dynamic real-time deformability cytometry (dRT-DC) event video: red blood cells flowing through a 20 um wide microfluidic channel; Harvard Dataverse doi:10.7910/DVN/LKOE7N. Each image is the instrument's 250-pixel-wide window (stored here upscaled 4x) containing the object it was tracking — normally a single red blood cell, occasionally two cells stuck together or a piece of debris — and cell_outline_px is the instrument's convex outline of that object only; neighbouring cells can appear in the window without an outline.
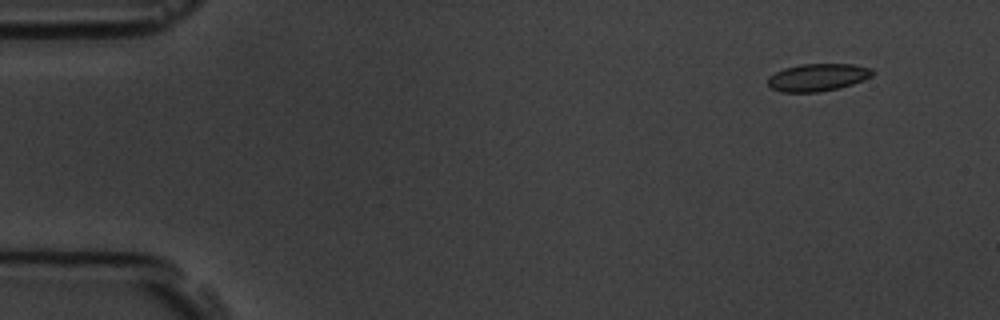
{"species": "common noctule bat (a hibernating species)", "species_latin": "Nyctalus noctula", "temperature_condition": "room temperature", "stored_images_in_passage": 5, "camera_frame_rate_fps": 3000, "um_per_image_px": 0.085, "animal": {"sex": "male", "body_mass_g": 19.5, "forearm_length_mm": 54.6}, "frame": {"image": 1, "passage_image": 1, "time_ms": 0.0, "image_size_px": [1000, 320], "cell_outline_px": [[872, 76], [864, 80], [840, 88], [820, 92], [780, 92], [772, 88], [768, 84], [768, 76], [784, 68], [800, 64], [852, 64], [872, 68]], "centroid_in_image_um": [69.5, 6.58], "position_along_channel_um": 15.5, "area_um2": 16.82}}
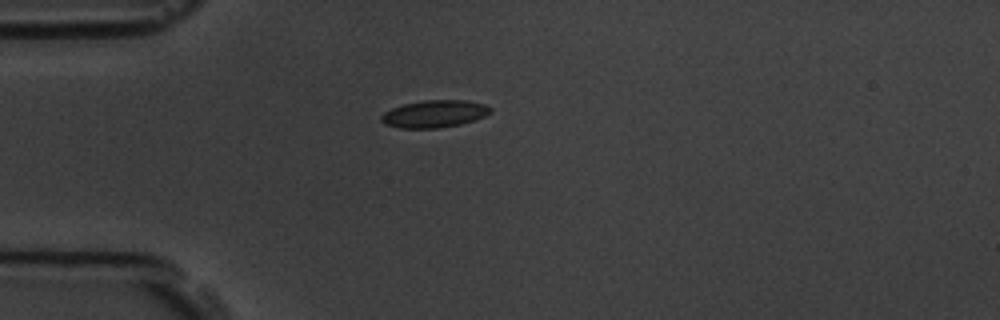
{"frame": {"image": 2, "passage_image": 4, "time_ms": 3.333, "image_size_px": [1000, 320], "cell_outline_px": [[492, 112], [484, 116], [460, 124], [436, 128], [400, 128], [384, 124], [380, 120], [380, 116], [384, 112], [392, 108], [404, 104], [424, 100], [464, 100], [484, 104], [492, 108]], "centroid_in_image_um": [36.9, 9.67], "position_along_channel_um": 48.1, "area_um2": 17.28}}